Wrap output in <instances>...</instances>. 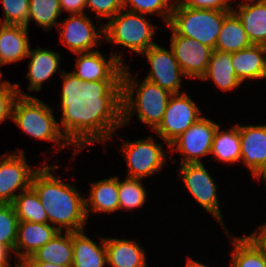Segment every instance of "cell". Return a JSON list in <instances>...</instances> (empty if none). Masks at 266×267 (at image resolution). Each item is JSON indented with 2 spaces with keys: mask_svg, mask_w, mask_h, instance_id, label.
I'll use <instances>...</instances> for the list:
<instances>
[{
  "mask_svg": "<svg viewBox=\"0 0 266 267\" xmlns=\"http://www.w3.org/2000/svg\"><path fill=\"white\" fill-rule=\"evenodd\" d=\"M62 72L58 126L73 154L96 141L106 144L122 126L121 80L83 81L73 72Z\"/></svg>",
  "mask_w": 266,
  "mask_h": 267,
  "instance_id": "obj_1",
  "label": "cell"
},
{
  "mask_svg": "<svg viewBox=\"0 0 266 267\" xmlns=\"http://www.w3.org/2000/svg\"><path fill=\"white\" fill-rule=\"evenodd\" d=\"M59 165H44L33 175L31 187L35 190L48 216V223L59 232L85 230L88 221L85 212V196L75 185H69L57 178L51 170Z\"/></svg>",
  "mask_w": 266,
  "mask_h": 267,
  "instance_id": "obj_2",
  "label": "cell"
},
{
  "mask_svg": "<svg viewBox=\"0 0 266 267\" xmlns=\"http://www.w3.org/2000/svg\"><path fill=\"white\" fill-rule=\"evenodd\" d=\"M125 65L122 71V127L128 125L133 114L143 124L154 131L162 122L171 93L155 83L143 79L138 83L137 78L129 72ZM136 92V94H135Z\"/></svg>",
  "mask_w": 266,
  "mask_h": 267,
  "instance_id": "obj_3",
  "label": "cell"
},
{
  "mask_svg": "<svg viewBox=\"0 0 266 267\" xmlns=\"http://www.w3.org/2000/svg\"><path fill=\"white\" fill-rule=\"evenodd\" d=\"M53 110L34 96H18L12 108V121L34 140L55 143L58 152L72 146L61 133Z\"/></svg>",
  "mask_w": 266,
  "mask_h": 267,
  "instance_id": "obj_4",
  "label": "cell"
},
{
  "mask_svg": "<svg viewBox=\"0 0 266 267\" xmlns=\"http://www.w3.org/2000/svg\"><path fill=\"white\" fill-rule=\"evenodd\" d=\"M230 12L174 5L167 26L176 34L193 38L215 50L224 18Z\"/></svg>",
  "mask_w": 266,
  "mask_h": 267,
  "instance_id": "obj_5",
  "label": "cell"
},
{
  "mask_svg": "<svg viewBox=\"0 0 266 267\" xmlns=\"http://www.w3.org/2000/svg\"><path fill=\"white\" fill-rule=\"evenodd\" d=\"M145 17L144 14L122 9L104 24V39L141 55L156 44L153 35L157 26Z\"/></svg>",
  "mask_w": 266,
  "mask_h": 267,
  "instance_id": "obj_6",
  "label": "cell"
},
{
  "mask_svg": "<svg viewBox=\"0 0 266 267\" xmlns=\"http://www.w3.org/2000/svg\"><path fill=\"white\" fill-rule=\"evenodd\" d=\"M120 138L123 143L121 153L128 167L126 177L144 179L164 168L167 156L163 144H157L153 136L132 142Z\"/></svg>",
  "mask_w": 266,
  "mask_h": 267,
  "instance_id": "obj_7",
  "label": "cell"
},
{
  "mask_svg": "<svg viewBox=\"0 0 266 267\" xmlns=\"http://www.w3.org/2000/svg\"><path fill=\"white\" fill-rule=\"evenodd\" d=\"M202 112L186 92L172 94L166 106L164 117L154 130L169 145L183 132L197 122Z\"/></svg>",
  "mask_w": 266,
  "mask_h": 267,
  "instance_id": "obj_8",
  "label": "cell"
},
{
  "mask_svg": "<svg viewBox=\"0 0 266 267\" xmlns=\"http://www.w3.org/2000/svg\"><path fill=\"white\" fill-rule=\"evenodd\" d=\"M179 166L178 176L184 182L185 188L198 204L214 216L224 228V231L227 230L221 214L219 198L217 197L218 186L203 163L181 164Z\"/></svg>",
  "mask_w": 266,
  "mask_h": 267,
  "instance_id": "obj_9",
  "label": "cell"
},
{
  "mask_svg": "<svg viewBox=\"0 0 266 267\" xmlns=\"http://www.w3.org/2000/svg\"><path fill=\"white\" fill-rule=\"evenodd\" d=\"M219 124L201 117L170 145L169 149L180 152V164L203 163L201 158L211 154L214 135Z\"/></svg>",
  "mask_w": 266,
  "mask_h": 267,
  "instance_id": "obj_10",
  "label": "cell"
},
{
  "mask_svg": "<svg viewBox=\"0 0 266 267\" xmlns=\"http://www.w3.org/2000/svg\"><path fill=\"white\" fill-rule=\"evenodd\" d=\"M18 152V153H17ZM24 151L5 153L0 156V203L12 204L17 191L31 187L33 175L39 170L28 164ZM17 192V193H16Z\"/></svg>",
  "mask_w": 266,
  "mask_h": 267,
  "instance_id": "obj_11",
  "label": "cell"
},
{
  "mask_svg": "<svg viewBox=\"0 0 266 267\" xmlns=\"http://www.w3.org/2000/svg\"><path fill=\"white\" fill-rule=\"evenodd\" d=\"M104 24L97 30L87 13L72 14L58 23L61 43L75 53L92 52L104 36Z\"/></svg>",
  "mask_w": 266,
  "mask_h": 267,
  "instance_id": "obj_12",
  "label": "cell"
},
{
  "mask_svg": "<svg viewBox=\"0 0 266 267\" xmlns=\"http://www.w3.org/2000/svg\"><path fill=\"white\" fill-rule=\"evenodd\" d=\"M141 55L146 56L151 66L145 79L169 91L171 94L180 93L182 87L181 77L185 75L171 49L167 50L155 44Z\"/></svg>",
  "mask_w": 266,
  "mask_h": 267,
  "instance_id": "obj_13",
  "label": "cell"
},
{
  "mask_svg": "<svg viewBox=\"0 0 266 267\" xmlns=\"http://www.w3.org/2000/svg\"><path fill=\"white\" fill-rule=\"evenodd\" d=\"M171 31L170 49L185 77L201 79L207 70L213 49L193 38Z\"/></svg>",
  "mask_w": 266,
  "mask_h": 267,
  "instance_id": "obj_14",
  "label": "cell"
},
{
  "mask_svg": "<svg viewBox=\"0 0 266 267\" xmlns=\"http://www.w3.org/2000/svg\"><path fill=\"white\" fill-rule=\"evenodd\" d=\"M76 69L73 72L83 81L121 80L122 71L126 65L121 54L113 53L106 60L96 48L92 52L75 53Z\"/></svg>",
  "mask_w": 266,
  "mask_h": 267,
  "instance_id": "obj_15",
  "label": "cell"
},
{
  "mask_svg": "<svg viewBox=\"0 0 266 267\" xmlns=\"http://www.w3.org/2000/svg\"><path fill=\"white\" fill-rule=\"evenodd\" d=\"M241 161L253 178L266 164V125H239Z\"/></svg>",
  "mask_w": 266,
  "mask_h": 267,
  "instance_id": "obj_16",
  "label": "cell"
},
{
  "mask_svg": "<svg viewBox=\"0 0 266 267\" xmlns=\"http://www.w3.org/2000/svg\"><path fill=\"white\" fill-rule=\"evenodd\" d=\"M59 231L49 223L19 221L14 253L25 260L49 242ZM22 250V251H21Z\"/></svg>",
  "mask_w": 266,
  "mask_h": 267,
  "instance_id": "obj_17",
  "label": "cell"
},
{
  "mask_svg": "<svg viewBox=\"0 0 266 267\" xmlns=\"http://www.w3.org/2000/svg\"><path fill=\"white\" fill-rule=\"evenodd\" d=\"M28 35L26 26L0 24V63L2 65L27 58L31 47Z\"/></svg>",
  "mask_w": 266,
  "mask_h": 267,
  "instance_id": "obj_18",
  "label": "cell"
},
{
  "mask_svg": "<svg viewBox=\"0 0 266 267\" xmlns=\"http://www.w3.org/2000/svg\"><path fill=\"white\" fill-rule=\"evenodd\" d=\"M31 58L27 65L29 71L26 73V77L29 79V91H40L42 84L58 71L60 67L61 56L60 53L49 49H29L27 58Z\"/></svg>",
  "mask_w": 266,
  "mask_h": 267,
  "instance_id": "obj_19",
  "label": "cell"
},
{
  "mask_svg": "<svg viewBox=\"0 0 266 267\" xmlns=\"http://www.w3.org/2000/svg\"><path fill=\"white\" fill-rule=\"evenodd\" d=\"M231 60L235 74L242 83L247 79H266L265 46L252 44L231 53Z\"/></svg>",
  "mask_w": 266,
  "mask_h": 267,
  "instance_id": "obj_20",
  "label": "cell"
},
{
  "mask_svg": "<svg viewBox=\"0 0 266 267\" xmlns=\"http://www.w3.org/2000/svg\"><path fill=\"white\" fill-rule=\"evenodd\" d=\"M106 253L110 267H147L145 250L134 240L106 238Z\"/></svg>",
  "mask_w": 266,
  "mask_h": 267,
  "instance_id": "obj_21",
  "label": "cell"
},
{
  "mask_svg": "<svg viewBox=\"0 0 266 267\" xmlns=\"http://www.w3.org/2000/svg\"><path fill=\"white\" fill-rule=\"evenodd\" d=\"M85 231L72 232V267H105L107 265L106 238L97 245Z\"/></svg>",
  "mask_w": 266,
  "mask_h": 267,
  "instance_id": "obj_22",
  "label": "cell"
},
{
  "mask_svg": "<svg viewBox=\"0 0 266 267\" xmlns=\"http://www.w3.org/2000/svg\"><path fill=\"white\" fill-rule=\"evenodd\" d=\"M119 210L118 176L91 182L88 199L85 198V212L87 218L94 213H114Z\"/></svg>",
  "mask_w": 266,
  "mask_h": 267,
  "instance_id": "obj_23",
  "label": "cell"
},
{
  "mask_svg": "<svg viewBox=\"0 0 266 267\" xmlns=\"http://www.w3.org/2000/svg\"><path fill=\"white\" fill-rule=\"evenodd\" d=\"M231 11L242 23L252 44L266 45V0L236 6Z\"/></svg>",
  "mask_w": 266,
  "mask_h": 267,
  "instance_id": "obj_24",
  "label": "cell"
},
{
  "mask_svg": "<svg viewBox=\"0 0 266 267\" xmlns=\"http://www.w3.org/2000/svg\"><path fill=\"white\" fill-rule=\"evenodd\" d=\"M211 79L224 92L239 87L242 82L237 78L232 66L231 53L213 50L202 81Z\"/></svg>",
  "mask_w": 266,
  "mask_h": 267,
  "instance_id": "obj_25",
  "label": "cell"
},
{
  "mask_svg": "<svg viewBox=\"0 0 266 267\" xmlns=\"http://www.w3.org/2000/svg\"><path fill=\"white\" fill-rule=\"evenodd\" d=\"M247 33L242 23L231 11L223 21V25L217 37L215 50L234 53L251 46Z\"/></svg>",
  "mask_w": 266,
  "mask_h": 267,
  "instance_id": "obj_26",
  "label": "cell"
},
{
  "mask_svg": "<svg viewBox=\"0 0 266 267\" xmlns=\"http://www.w3.org/2000/svg\"><path fill=\"white\" fill-rule=\"evenodd\" d=\"M63 235V232H58L56 236L38 249L32 256L40 262L72 266V232H65V235Z\"/></svg>",
  "mask_w": 266,
  "mask_h": 267,
  "instance_id": "obj_27",
  "label": "cell"
},
{
  "mask_svg": "<svg viewBox=\"0 0 266 267\" xmlns=\"http://www.w3.org/2000/svg\"><path fill=\"white\" fill-rule=\"evenodd\" d=\"M218 126L214 135L211 154L213 157L222 163L234 164L240 162V134L239 123L230 130H220Z\"/></svg>",
  "mask_w": 266,
  "mask_h": 267,
  "instance_id": "obj_28",
  "label": "cell"
},
{
  "mask_svg": "<svg viewBox=\"0 0 266 267\" xmlns=\"http://www.w3.org/2000/svg\"><path fill=\"white\" fill-rule=\"evenodd\" d=\"M12 205L19 221L48 223L47 213L43 208L39 196L32 187L19 192Z\"/></svg>",
  "mask_w": 266,
  "mask_h": 267,
  "instance_id": "obj_29",
  "label": "cell"
},
{
  "mask_svg": "<svg viewBox=\"0 0 266 267\" xmlns=\"http://www.w3.org/2000/svg\"><path fill=\"white\" fill-rule=\"evenodd\" d=\"M225 232L233 245L229 267H266V260L250 241L244 236L230 237L228 229Z\"/></svg>",
  "mask_w": 266,
  "mask_h": 267,
  "instance_id": "obj_30",
  "label": "cell"
},
{
  "mask_svg": "<svg viewBox=\"0 0 266 267\" xmlns=\"http://www.w3.org/2000/svg\"><path fill=\"white\" fill-rule=\"evenodd\" d=\"M61 13L59 0H29L28 23L25 26L28 28L29 22L34 20L45 31L52 30L53 26H58Z\"/></svg>",
  "mask_w": 266,
  "mask_h": 267,
  "instance_id": "obj_31",
  "label": "cell"
},
{
  "mask_svg": "<svg viewBox=\"0 0 266 267\" xmlns=\"http://www.w3.org/2000/svg\"><path fill=\"white\" fill-rule=\"evenodd\" d=\"M141 182L142 179L129 177L120 181L118 177L119 209L129 211L140 208L146 203L147 192Z\"/></svg>",
  "mask_w": 266,
  "mask_h": 267,
  "instance_id": "obj_32",
  "label": "cell"
},
{
  "mask_svg": "<svg viewBox=\"0 0 266 267\" xmlns=\"http://www.w3.org/2000/svg\"><path fill=\"white\" fill-rule=\"evenodd\" d=\"M174 4L175 0H123V9L150 16L157 13L167 25Z\"/></svg>",
  "mask_w": 266,
  "mask_h": 267,
  "instance_id": "obj_33",
  "label": "cell"
},
{
  "mask_svg": "<svg viewBox=\"0 0 266 267\" xmlns=\"http://www.w3.org/2000/svg\"><path fill=\"white\" fill-rule=\"evenodd\" d=\"M18 217L12 204L0 203V244L14 253L17 238Z\"/></svg>",
  "mask_w": 266,
  "mask_h": 267,
  "instance_id": "obj_34",
  "label": "cell"
},
{
  "mask_svg": "<svg viewBox=\"0 0 266 267\" xmlns=\"http://www.w3.org/2000/svg\"><path fill=\"white\" fill-rule=\"evenodd\" d=\"M1 2L5 14L4 19L0 18V24L25 26L28 23L29 0H1Z\"/></svg>",
  "mask_w": 266,
  "mask_h": 267,
  "instance_id": "obj_35",
  "label": "cell"
},
{
  "mask_svg": "<svg viewBox=\"0 0 266 267\" xmlns=\"http://www.w3.org/2000/svg\"><path fill=\"white\" fill-rule=\"evenodd\" d=\"M19 87L18 83L12 84L11 82L0 87V124L11 119L13 104L18 96H32L21 92Z\"/></svg>",
  "mask_w": 266,
  "mask_h": 267,
  "instance_id": "obj_36",
  "label": "cell"
},
{
  "mask_svg": "<svg viewBox=\"0 0 266 267\" xmlns=\"http://www.w3.org/2000/svg\"><path fill=\"white\" fill-rule=\"evenodd\" d=\"M86 7L95 14V18L109 21L123 9V0H86Z\"/></svg>",
  "mask_w": 266,
  "mask_h": 267,
  "instance_id": "obj_37",
  "label": "cell"
},
{
  "mask_svg": "<svg viewBox=\"0 0 266 267\" xmlns=\"http://www.w3.org/2000/svg\"><path fill=\"white\" fill-rule=\"evenodd\" d=\"M174 5L193 9L231 11L227 0H175Z\"/></svg>",
  "mask_w": 266,
  "mask_h": 267,
  "instance_id": "obj_38",
  "label": "cell"
},
{
  "mask_svg": "<svg viewBox=\"0 0 266 267\" xmlns=\"http://www.w3.org/2000/svg\"><path fill=\"white\" fill-rule=\"evenodd\" d=\"M258 228V231H254L250 235L244 237L255 246L266 260V223L263 225L261 224Z\"/></svg>",
  "mask_w": 266,
  "mask_h": 267,
  "instance_id": "obj_39",
  "label": "cell"
},
{
  "mask_svg": "<svg viewBox=\"0 0 266 267\" xmlns=\"http://www.w3.org/2000/svg\"><path fill=\"white\" fill-rule=\"evenodd\" d=\"M61 12L63 11L72 14L86 13V0H59Z\"/></svg>",
  "mask_w": 266,
  "mask_h": 267,
  "instance_id": "obj_40",
  "label": "cell"
},
{
  "mask_svg": "<svg viewBox=\"0 0 266 267\" xmlns=\"http://www.w3.org/2000/svg\"><path fill=\"white\" fill-rule=\"evenodd\" d=\"M11 249L8 246L0 244V267H11L9 259L11 258Z\"/></svg>",
  "mask_w": 266,
  "mask_h": 267,
  "instance_id": "obj_41",
  "label": "cell"
},
{
  "mask_svg": "<svg viewBox=\"0 0 266 267\" xmlns=\"http://www.w3.org/2000/svg\"><path fill=\"white\" fill-rule=\"evenodd\" d=\"M30 267H72L58 264H51L50 262L37 261L33 256H30L24 260Z\"/></svg>",
  "mask_w": 266,
  "mask_h": 267,
  "instance_id": "obj_42",
  "label": "cell"
},
{
  "mask_svg": "<svg viewBox=\"0 0 266 267\" xmlns=\"http://www.w3.org/2000/svg\"><path fill=\"white\" fill-rule=\"evenodd\" d=\"M185 267H208V266L188 257Z\"/></svg>",
  "mask_w": 266,
  "mask_h": 267,
  "instance_id": "obj_43",
  "label": "cell"
},
{
  "mask_svg": "<svg viewBox=\"0 0 266 267\" xmlns=\"http://www.w3.org/2000/svg\"><path fill=\"white\" fill-rule=\"evenodd\" d=\"M259 181H264L263 183L266 184V164L264 167L260 170V172L254 177Z\"/></svg>",
  "mask_w": 266,
  "mask_h": 267,
  "instance_id": "obj_44",
  "label": "cell"
},
{
  "mask_svg": "<svg viewBox=\"0 0 266 267\" xmlns=\"http://www.w3.org/2000/svg\"><path fill=\"white\" fill-rule=\"evenodd\" d=\"M227 1L229 3L230 10L234 9L235 7L231 6L232 3H233L232 2L233 0H227ZM255 1L258 2V1H261V0H244V2L238 4L237 6L246 5V4H252V3H255Z\"/></svg>",
  "mask_w": 266,
  "mask_h": 267,
  "instance_id": "obj_45",
  "label": "cell"
},
{
  "mask_svg": "<svg viewBox=\"0 0 266 267\" xmlns=\"http://www.w3.org/2000/svg\"><path fill=\"white\" fill-rule=\"evenodd\" d=\"M15 266L14 267H30L24 260H15ZM12 267V266H11Z\"/></svg>",
  "mask_w": 266,
  "mask_h": 267,
  "instance_id": "obj_46",
  "label": "cell"
},
{
  "mask_svg": "<svg viewBox=\"0 0 266 267\" xmlns=\"http://www.w3.org/2000/svg\"><path fill=\"white\" fill-rule=\"evenodd\" d=\"M0 66H2V64L0 63ZM2 72H1V70H0V87H3V86H5V85H7L10 81H6V80H1L2 79Z\"/></svg>",
  "mask_w": 266,
  "mask_h": 267,
  "instance_id": "obj_47",
  "label": "cell"
}]
</instances>
